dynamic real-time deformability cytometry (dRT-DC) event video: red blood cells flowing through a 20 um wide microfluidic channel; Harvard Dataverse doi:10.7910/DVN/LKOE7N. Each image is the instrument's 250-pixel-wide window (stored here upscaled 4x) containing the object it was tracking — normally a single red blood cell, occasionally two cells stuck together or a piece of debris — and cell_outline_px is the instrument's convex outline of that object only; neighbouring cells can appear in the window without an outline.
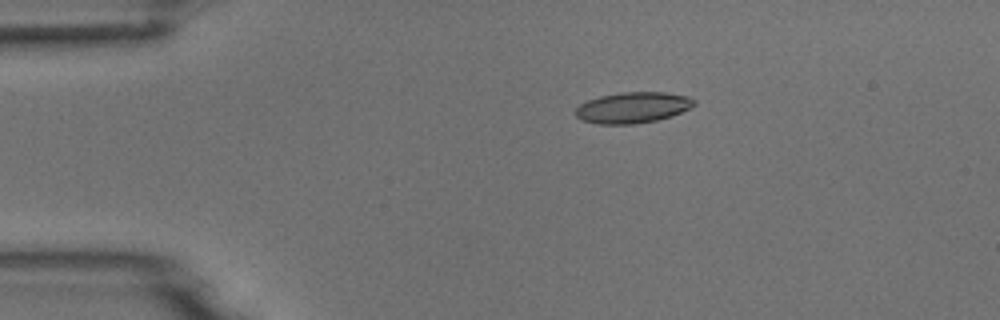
{"species": "common noctule bat (a hibernating species)", "species_latin": "Nyctalus noctula", "temperature_condition": "room temperature", "stored_images_in_passage": 4, "camera_frame_rate_fps": 3000, "um_per_image_px": 0.085, "animal": {"sex": "male", "body_mass_g": 18.8}, "frame": {"image": 1, "passage_image": 3, "time_ms": 0.667, "image_size_px": [1000, 320], "cell_outline_px": [[696, 104], [672, 116], [656, 120], [632, 124], [600, 124], [580, 120], [576, 116], [576, 108], [580, 104], [588, 100], [600, 96], [620, 92], [664, 92], [688, 96], [696, 100]], "centroid_in_image_um": [53.78, 9.14], "position_along_channel_um": 31.2, "area_um2": 21.33}}